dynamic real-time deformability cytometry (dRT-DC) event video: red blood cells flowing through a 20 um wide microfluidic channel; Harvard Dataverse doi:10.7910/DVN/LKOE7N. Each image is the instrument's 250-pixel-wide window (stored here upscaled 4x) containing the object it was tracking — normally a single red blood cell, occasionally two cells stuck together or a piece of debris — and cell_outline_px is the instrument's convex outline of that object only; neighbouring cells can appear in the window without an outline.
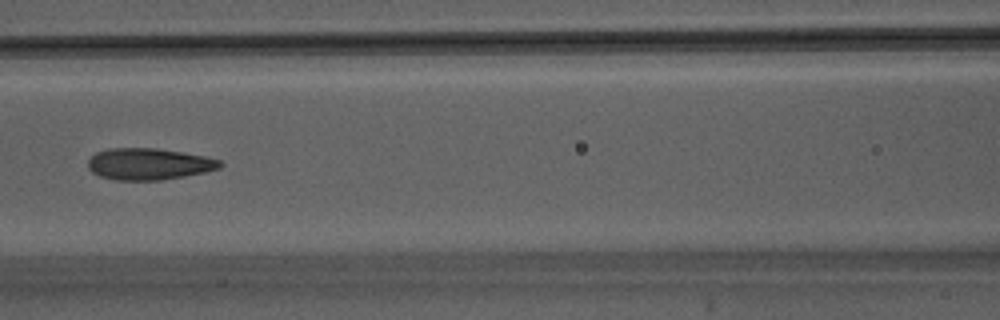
{"species": "Egyptian fruit bat (a non-hibernating species)", "species_latin": "Rousettus aegyptiacus", "temperature_condition": "warm", "stored_images_in_passage": 41, "camera_frame_rate_fps": 3000, "um_per_image_px": 0.085, "animal": {"sex": "male"}, "frame": {"image": 1, "passage_image": 21, "time_ms": 6.667, "image_size_px": [1000, 320], "cell_outline_px": [[224, 164], [220, 168], [204, 172], [184, 176], [160, 180], [116, 180], [100, 176], [92, 172], [88, 168], [88, 160], [96, 152], [108, 148], [156, 148], [184, 152], [204, 156], [220, 160]], "centroid_in_image_um": [12.65, 13.93], "position_along_channel_um": 154.0, "area_um2": 24.33}}
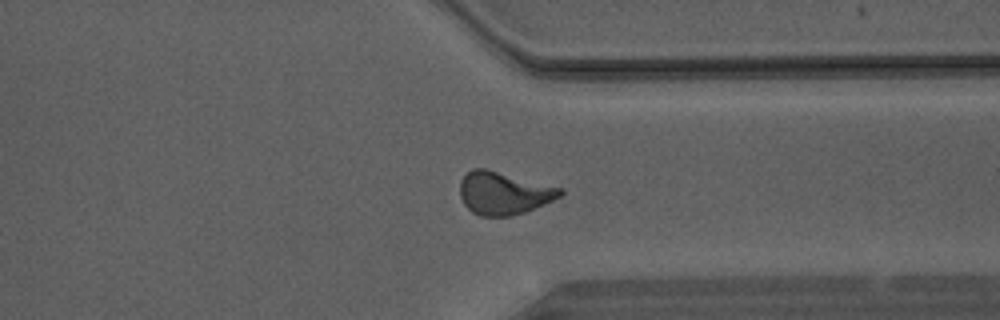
{"frame": {"image": 2, "passage_image": 35, "time_ms": 11.333, "image_size_px": [1000, 320], "cell_outline_px": [[564, 192], [560, 196], [552, 200], [524, 212], [508, 216], [480, 216], [472, 212], [464, 204], [460, 196], [460, 180], [472, 168], [484, 168], [564, 188]], "centroid_in_image_um": [42.8, 16.41], "position_along_channel_um": 368.6, "area_um2": 24.8}}
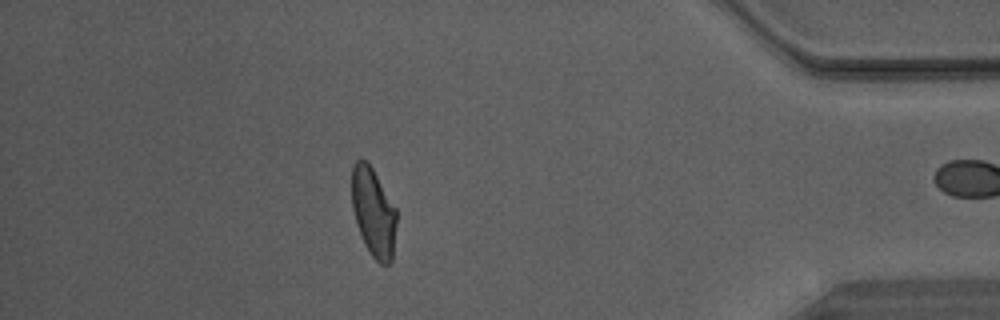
{"frame": {"image": 3, "passage_image": 40, "time_ms": 13.0, "image_size_px": [1000, 320], "cell_outline_px": [[396, 224], [392, 260], [388, 264], [380, 264], [372, 256], [364, 244], [352, 208], [352, 164], [356, 160], [364, 160], [372, 168], [396, 208]], "centroid_in_image_um": [31.74, 18.05], "position_along_channel_um": 403.5, "area_um2": 22.89}}